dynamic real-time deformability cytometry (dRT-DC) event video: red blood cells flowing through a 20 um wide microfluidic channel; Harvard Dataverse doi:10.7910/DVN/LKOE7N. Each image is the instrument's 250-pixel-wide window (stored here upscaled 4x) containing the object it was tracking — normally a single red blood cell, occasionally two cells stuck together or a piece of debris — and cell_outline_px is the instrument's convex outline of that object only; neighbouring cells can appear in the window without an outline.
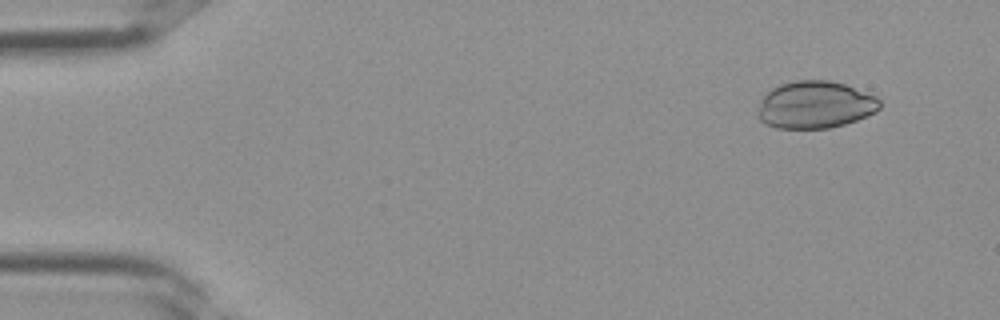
{"species": "Egyptian fruit bat (a non-hibernating species)", "species_latin": "Rousettus aegyptiacus", "temperature_condition": "room temperature", "stored_images_in_passage": 37, "camera_frame_rate_fps": 3000, "um_per_image_px": 0.085, "frame": {"image": 1, "passage_image": 3, "time_ms": 0.667, "image_size_px": [1000, 320], "cell_outline_px": [[880, 108], [876, 112], [856, 120], [844, 124], [828, 128], [776, 128], [764, 124], [756, 116], [760, 104], [764, 96], [772, 88], [780, 84], [796, 80], [828, 80], [844, 84], [876, 96], [880, 100]], "centroid_in_image_um": [69.27, 8.91], "position_along_channel_um": 15.7, "area_um2": 33.58}}
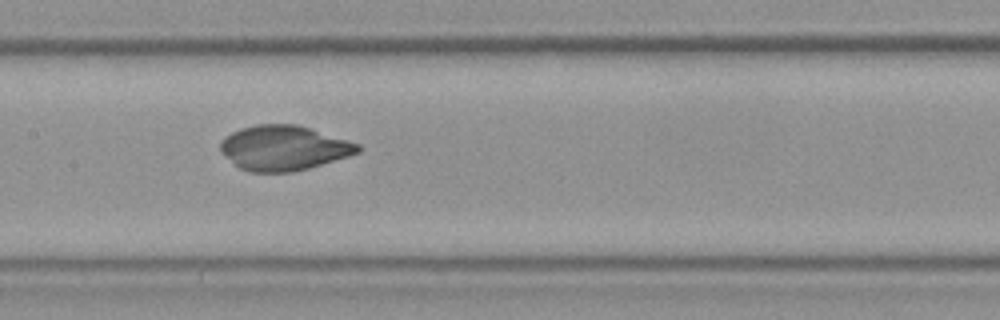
{"frame": {"image": 2, "passage_image": 18, "time_ms": 5.667, "image_size_px": [1000, 320], "cell_outline_px": [[360, 152], [348, 156], [308, 168], [292, 172], [248, 172], [240, 168], [220, 152], [220, 144], [224, 136], [240, 128], [256, 124], [296, 124], [348, 140], [360, 144]], "centroid_in_image_um": [24.09, 12.57], "position_along_channel_um": 183.3, "area_um2": 35.84}}
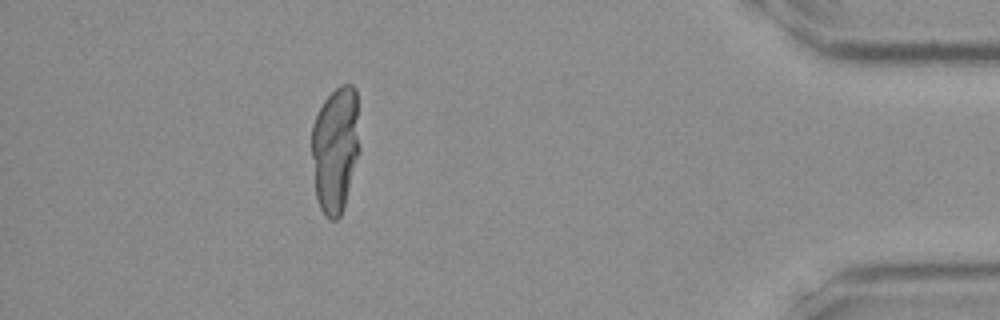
{"frame": {"image": 3, "passage_image": 33, "time_ms": 10.667, "image_size_px": [1000, 320], "cell_outline_px": [[360, 148], [344, 204], [340, 216], [336, 220], [328, 220], [324, 216], [320, 208], [316, 196], [312, 156], [312, 124], [324, 100], [340, 84], [352, 84], [356, 88]], "centroid_in_image_um": [28.51, 12.66], "position_along_channel_um": 406.7, "area_um2": 35.26}}